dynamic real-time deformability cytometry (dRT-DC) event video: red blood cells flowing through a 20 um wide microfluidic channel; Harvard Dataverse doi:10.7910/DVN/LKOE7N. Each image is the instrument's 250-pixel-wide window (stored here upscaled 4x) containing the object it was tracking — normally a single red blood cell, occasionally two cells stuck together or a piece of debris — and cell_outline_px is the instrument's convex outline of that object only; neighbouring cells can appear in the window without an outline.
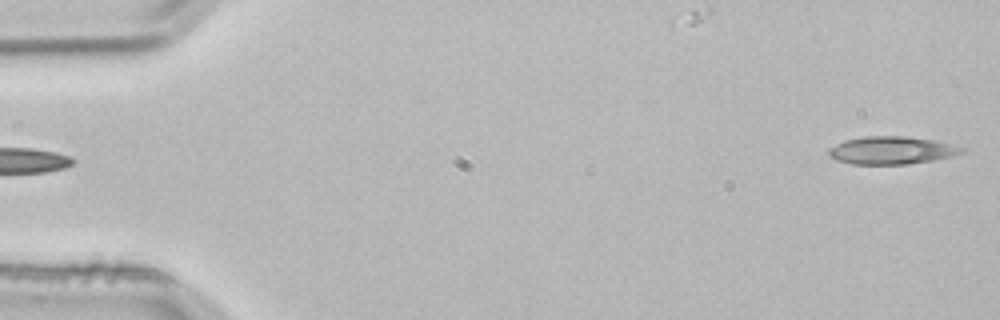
{"species": "common noctule bat (a hibernating species)", "species_latin": "Nyctalus noctula", "temperature_condition": "room temperature", "stored_images_in_passage": 3, "segment_of_instrument_passage": [2, 2], "camera_frame_rate_fps": 3000, "um_per_image_px": 0.085, "animal": {"sex": "male", "body_mass_g": 21.5, "forearm_length_mm": 52.0}, "frame": {"image": 1, "passage_image": 3, "time_ms": 0.667, "image_size_px": [1000, 320], "cell_outline_px": [[964, 152], [952, 156], [932, 160], [908, 164], [852, 164], [836, 160], [828, 156], [828, 148], [844, 140], [864, 136], [904, 136], [932, 140], [964, 148]], "centroid_in_image_um": [75.72, 12.78], "position_along_channel_um": 9.3, "area_um2": 21.39}}